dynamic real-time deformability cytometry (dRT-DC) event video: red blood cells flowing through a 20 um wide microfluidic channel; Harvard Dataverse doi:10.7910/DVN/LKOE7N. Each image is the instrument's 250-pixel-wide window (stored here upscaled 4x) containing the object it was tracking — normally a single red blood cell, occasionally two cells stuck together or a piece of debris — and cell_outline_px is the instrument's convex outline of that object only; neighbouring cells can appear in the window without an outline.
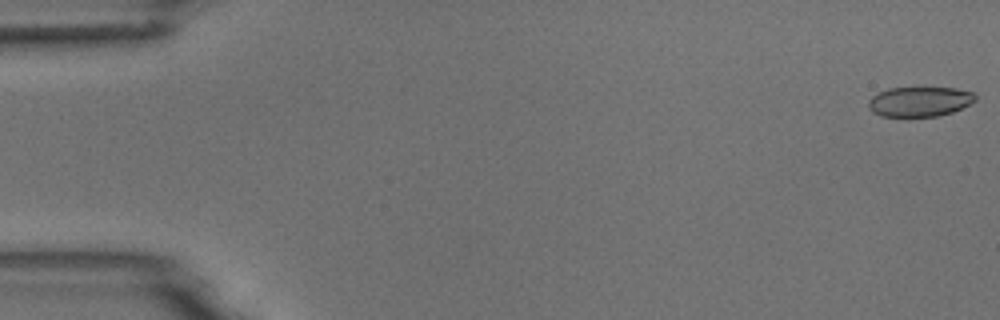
{"species": "common noctule bat (a hibernating species)", "species_latin": "Nyctalus noctula", "temperature_condition": "room temperature", "stored_images_in_passage": 6, "camera_frame_rate_fps": 3000, "um_per_image_px": 0.085, "animal": {"sex": "male", "body_mass_g": 18.8}, "frame": {"image": 1, "passage_image": 1, "time_ms": 0.0, "image_size_px": [1000, 320], "cell_outline_px": [[976, 100], [952, 112], [936, 116], [880, 116], [872, 112], [868, 108], [868, 100], [872, 96], [888, 88], [956, 88], [972, 92], [976, 96]], "centroid_in_image_um": [78.13, 8.63], "position_along_channel_um": 6.9, "area_um2": 18.44}}
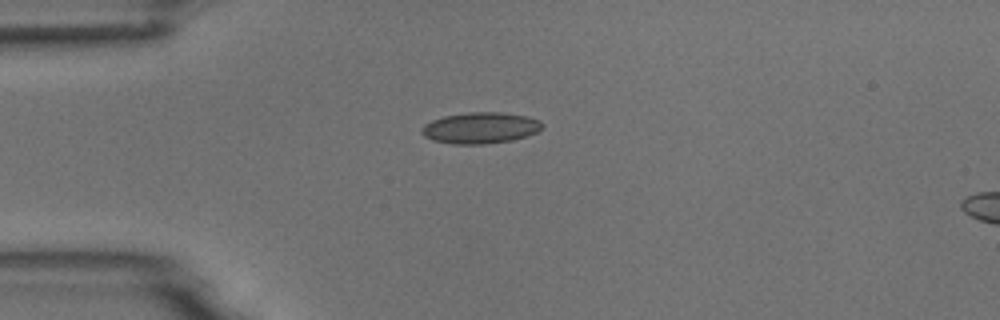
{"frame": {"image": 2, "passage_image": 4, "time_ms": 4.333, "image_size_px": [1000, 320], "cell_outline_px": [[544, 124], [536, 132], [512, 140], [484, 144], [452, 144], [432, 140], [424, 136], [420, 132], [424, 124], [432, 120], [444, 116], [468, 112], [500, 112], [528, 116], [540, 120]], "centroid_in_image_um": [40.81, 10.87], "position_along_channel_um": 44.2, "area_um2": 21.91}}